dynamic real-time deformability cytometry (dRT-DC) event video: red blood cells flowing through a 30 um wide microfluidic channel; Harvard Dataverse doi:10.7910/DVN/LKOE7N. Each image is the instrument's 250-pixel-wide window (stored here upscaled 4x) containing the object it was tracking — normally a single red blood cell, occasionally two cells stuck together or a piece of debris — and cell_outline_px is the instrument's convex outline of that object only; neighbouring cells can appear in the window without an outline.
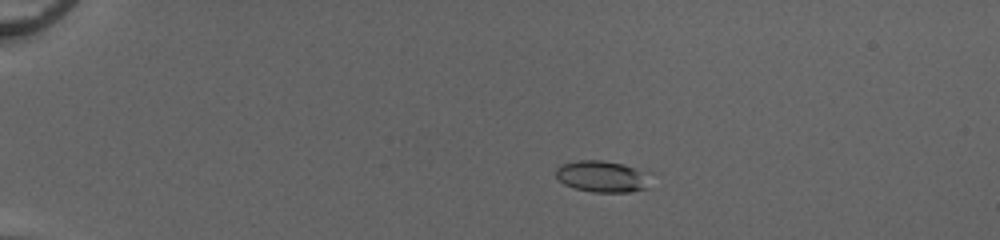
{"species": "common noctule bat (a hibernating species)", "species_latin": "Nyctalus noctula", "temperature_condition": "cold", "stored_images_in_passage": 52, "camera_frame_rate_fps": 3000, "um_per_image_px": 0.085, "animal": {"sex": "female", "body_mass_g": 20.0, "forearm_length_mm": 54.0}, "frame": {"image": 1, "passage_image": 12, "time_ms": 3.667, "image_size_px": [1000, 240], "cell_outline_px": [[644, 188], [628, 192], [592, 192], [576, 188], [564, 184], [556, 176], [556, 168], [564, 164], [580, 160], [600, 160], [620, 164], [632, 168], [640, 172]], "centroid_in_image_um": [50.99, 15.0], "position_along_channel_um": 34.0, "area_um2": 16.13}}
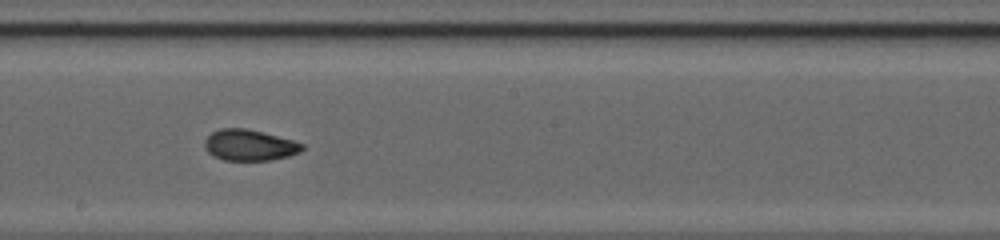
{"frame": {"image": 2, "passage_image": 32, "time_ms": 10.333, "image_size_px": [1000, 240], "cell_outline_px": [[304, 148], [300, 152], [288, 156], [268, 160], [224, 160], [208, 152], [204, 148], [204, 140], [212, 132], [220, 128], [244, 128], [292, 140], [304, 144]], "centroid_in_image_um": [21.18, 12.34], "position_along_channel_um": 227.0, "area_um2": 17.4}}
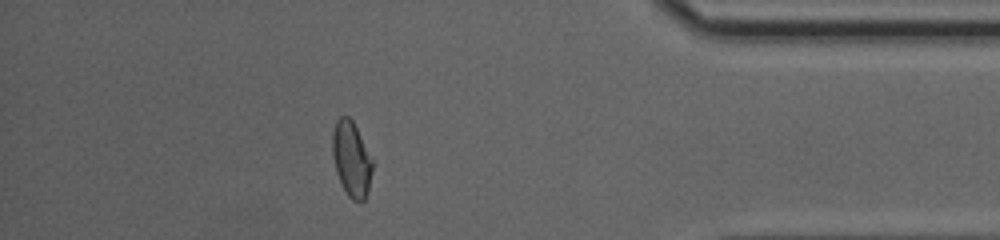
{"frame": {"image": 3, "passage_image": 47, "time_ms": 15.333, "image_size_px": [1000, 240], "cell_outline_px": [[372, 172], [368, 192], [364, 200], [360, 204], [352, 200], [348, 196], [336, 172], [332, 156], [332, 132], [336, 120], [340, 116], [348, 116], [352, 120], [372, 160]], "centroid_in_image_um": [29.86, 13.55], "position_along_channel_um": 405.3, "area_um2": 17.46}, "authors_computed_cell_mechanics": {"area_um2": 17.5712, "velocity_mm_per_s": 4.1277, "shape_relaxation_time_tau1_ms": null, "shape_relaxation_time_tau2_ms": 1.615, "deformation_change_tau1": null, "deformation_change_tau2": 0.0694}}